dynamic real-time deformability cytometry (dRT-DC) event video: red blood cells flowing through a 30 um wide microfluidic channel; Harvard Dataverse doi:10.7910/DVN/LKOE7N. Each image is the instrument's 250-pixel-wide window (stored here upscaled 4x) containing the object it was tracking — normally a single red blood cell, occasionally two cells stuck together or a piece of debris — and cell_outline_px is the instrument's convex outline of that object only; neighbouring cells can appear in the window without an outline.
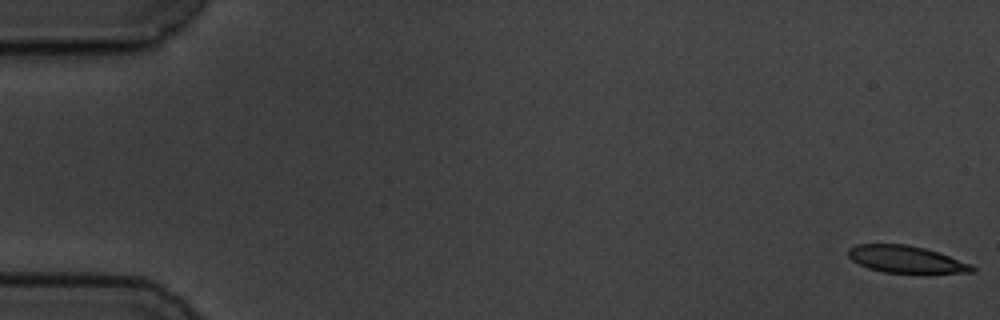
{"species": "common noctule bat (a hibernating species)", "species_latin": "Nyctalus noctula", "temperature_condition": "cold", "stored_images_in_passage": 10, "camera_frame_rate_fps": 3000, "um_per_image_px": 0.085, "animal": {"sex": "male", "body_mass_g": 19.5, "forearm_length_mm": 54.6}, "frame": {"image": 1, "passage_image": 1, "time_ms": 0.0, "image_size_px": [1000, 320], "cell_outline_px": [[976, 268], [972, 272], [884, 272], [868, 268], [852, 260], [848, 256], [848, 248], [856, 244], [908, 244], [924, 248], [972, 264]], "centroid_in_image_um": [76.96, 22.02], "position_along_channel_um": 8.0, "area_um2": 19.13}}
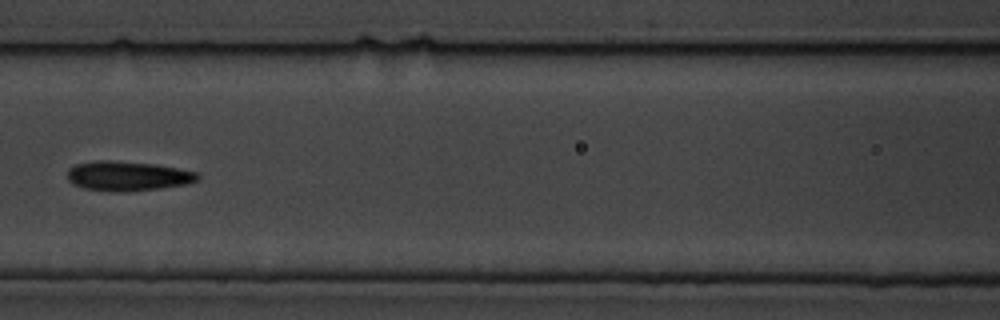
{"frame": {"image": 2, "passage_image": 8, "time_ms": 8.333, "image_size_px": [1000, 320], "cell_outline_px": [[200, 180], [188, 184], [160, 188], [124, 192], [112, 192], [84, 188], [72, 184], [68, 180], [68, 168], [72, 164], [92, 160], [112, 160], [156, 164], [200, 172]], "centroid_in_image_um": [10.86, 14.95], "position_along_channel_um": 155.7, "area_um2": 23.06}}
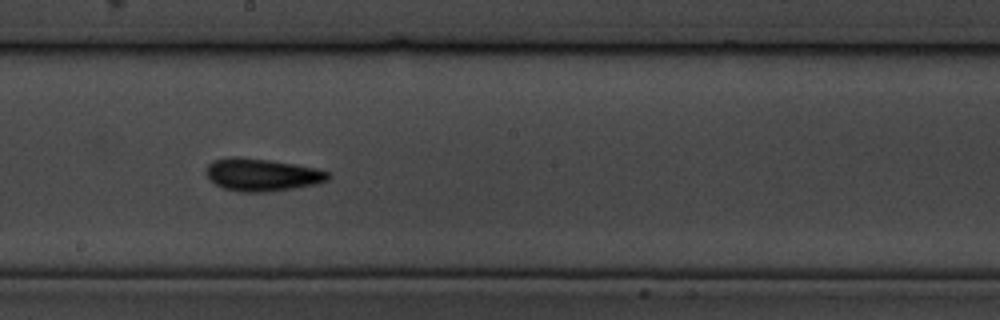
{"frame": {"image": 3, "passage_image": 10, "time_ms": 10.333, "image_size_px": [1000, 320], "cell_outline_px": [[332, 176], [328, 180], [316, 184], [296, 188], [264, 192], [244, 192], [224, 188], [208, 180], [204, 172], [204, 168], [212, 160], [232, 156], [236, 156], [268, 160], [296, 164], [316, 168], [328, 172]], "centroid_in_image_um": [22.23, 14.85], "position_along_channel_um": 226.0, "area_um2": 23.41}}